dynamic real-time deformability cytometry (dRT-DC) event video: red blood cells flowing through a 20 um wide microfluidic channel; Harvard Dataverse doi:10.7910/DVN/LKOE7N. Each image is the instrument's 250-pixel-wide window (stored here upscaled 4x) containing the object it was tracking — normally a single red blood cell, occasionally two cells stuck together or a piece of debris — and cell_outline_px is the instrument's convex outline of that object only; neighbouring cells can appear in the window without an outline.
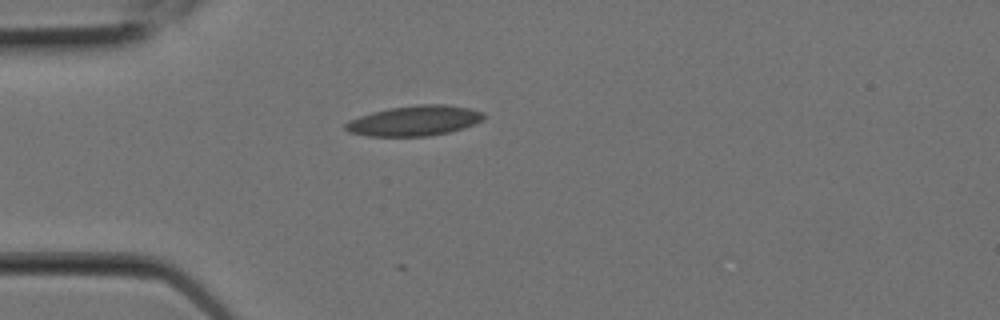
{"species": "Egyptian fruit bat (a non-hibernating species)", "species_latin": "Rousettus aegyptiacus", "temperature_condition": "room temperature", "stored_images_in_passage": 4, "camera_frame_rate_fps": 3000, "um_per_image_px": 0.085, "animal": {"sex": "female"}, "frame": {"image": 1, "passage_image": 1, "time_ms": 0.0, "image_size_px": [1000, 320], "cell_outline_px": [[484, 116], [480, 120], [464, 128], [448, 132], [428, 136], [368, 136], [348, 132], [344, 128], [344, 124], [348, 120], [372, 112], [388, 108], [420, 104], [444, 104], [468, 108], [484, 112]], "centroid_in_image_um": [35.18, 10.26], "position_along_channel_um": 49.8, "area_um2": 24.22}}
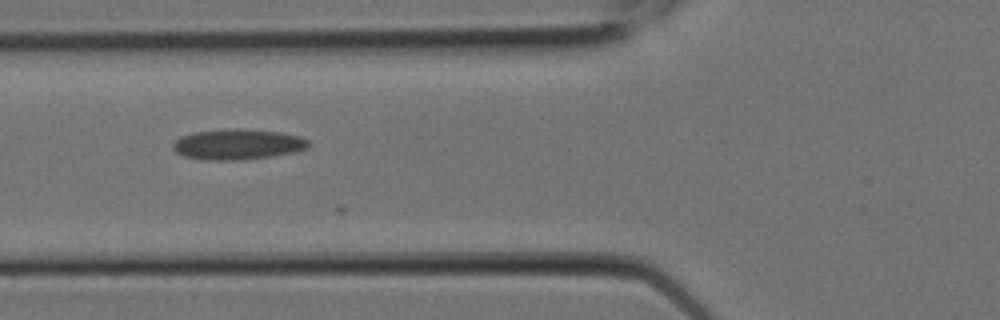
{"frame": {"image": 2, "passage_image": 3, "time_ms": 0.667, "image_size_px": [1000, 320], "cell_outline_px": [[312, 144], [308, 148], [296, 152], [272, 156], [240, 160], [208, 160], [184, 156], [176, 152], [172, 148], [172, 144], [180, 136], [192, 132], [236, 128], [240, 128], [280, 132], [300, 136], [308, 140]], "centroid_in_image_um": [20.23, 12.26], "position_along_channel_um": 105.6, "area_um2": 24.33}}